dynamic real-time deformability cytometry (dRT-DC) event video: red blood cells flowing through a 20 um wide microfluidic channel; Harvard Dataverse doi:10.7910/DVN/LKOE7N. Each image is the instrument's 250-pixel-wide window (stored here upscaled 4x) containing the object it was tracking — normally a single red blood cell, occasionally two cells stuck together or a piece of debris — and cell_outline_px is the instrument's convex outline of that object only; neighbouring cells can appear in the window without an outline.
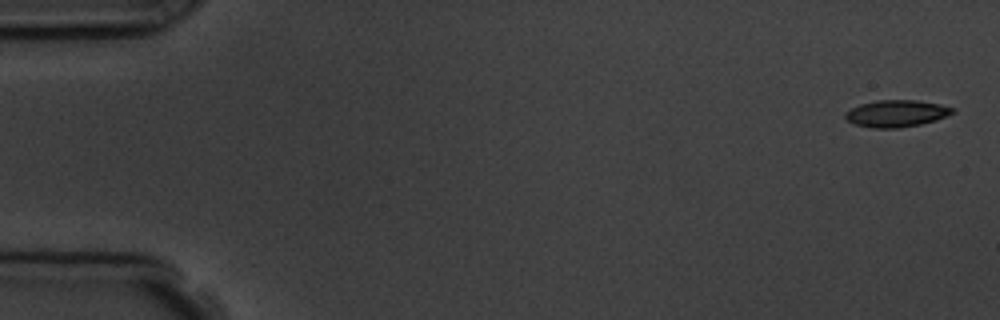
{"species": "common noctule bat (a hibernating species)", "species_latin": "Nyctalus noctula", "temperature_condition": "room temperature", "stored_images_in_passage": 5, "camera_frame_rate_fps": 3000, "um_per_image_px": 0.085, "animal": {"sex": "male", "body_mass_g": 19.5, "forearm_length_mm": 54.6}, "frame": {"image": 1, "passage_image": 1, "time_ms": 0.0, "image_size_px": [1000, 320], "cell_outline_px": [[956, 112], [936, 120], [920, 124], [900, 128], [872, 128], [856, 124], [848, 120], [844, 116], [844, 112], [860, 104], [876, 100], [916, 100], [940, 104], [956, 108]], "centroid_in_image_um": [76.22, 9.64], "position_along_channel_um": 8.8, "area_um2": 16.88}}
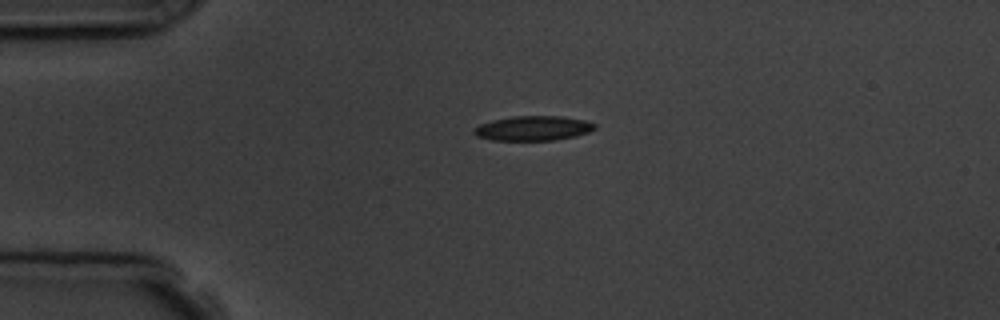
{"frame": {"image": 2, "passage_image": 4, "time_ms": 3.667, "image_size_px": [1000, 320], "cell_outline_px": [[596, 128], [588, 132], [576, 136], [556, 140], [492, 140], [476, 136], [472, 132], [472, 128], [480, 124], [492, 120], [512, 116], [560, 116], [584, 120], [596, 124]], "centroid_in_image_um": [45.29, 10.9], "position_along_channel_um": 39.7, "area_um2": 17.46}}